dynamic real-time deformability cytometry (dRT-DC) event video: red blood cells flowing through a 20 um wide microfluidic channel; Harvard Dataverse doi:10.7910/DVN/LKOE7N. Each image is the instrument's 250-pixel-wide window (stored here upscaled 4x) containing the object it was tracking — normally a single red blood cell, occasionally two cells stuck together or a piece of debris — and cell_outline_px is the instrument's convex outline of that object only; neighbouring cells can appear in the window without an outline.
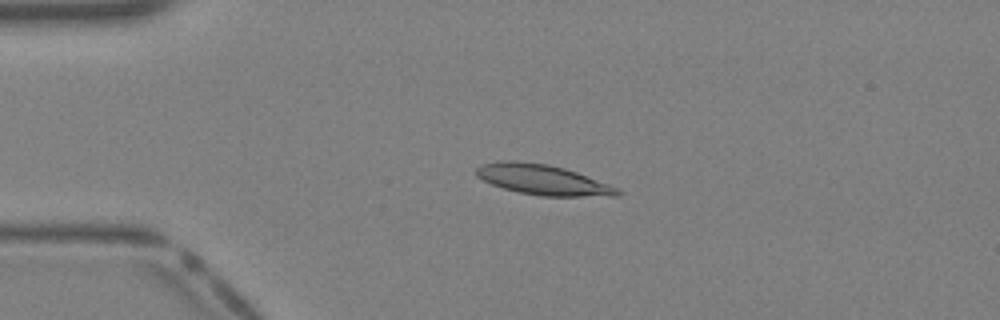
{"species": "Egyptian fruit bat (a non-hibernating species)", "species_latin": "Rousettus aegyptiacus", "temperature_condition": "warm", "stored_images_in_passage": 40, "camera_frame_rate_fps": 3000, "um_per_image_px": 0.085, "animal": {"sex": "female"}, "frame": {"image": 1, "passage_image": 10, "time_ms": 3.0, "image_size_px": [1000, 320], "cell_outline_px": [[620, 192], [616, 196], [540, 196], [520, 192], [504, 188], [492, 184], [476, 176], [476, 168], [480, 164], [504, 160], [516, 160], [548, 164], [564, 168], [576, 172], [620, 188]], "centroid_in_image_um": [46.12, 15.27], "position_along_channel_um": 38.9, "area_um2": 24.8}}
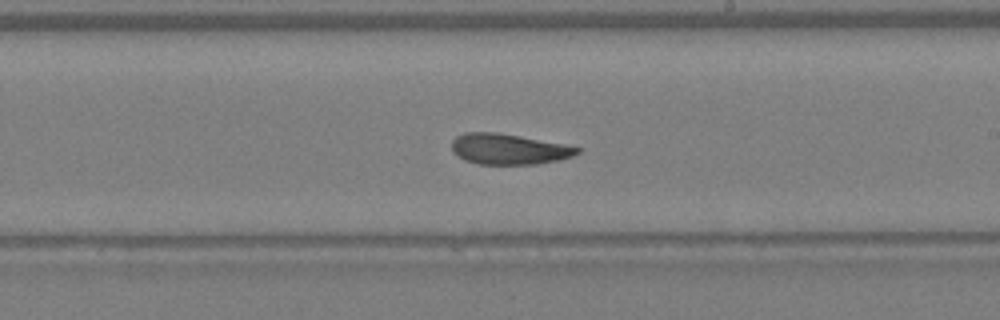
{"frame": {"image": 2, "passage_image": 24, "time_ms": 7.667, "image_size_px": [1000, 320], "cell_outline_px": [[580, 152], [572, 156], [560, 160], [536, 164], [476, 164], [464, 160], [452, 148], [452, 140], [456, 136], [464, 132], [496, 132], [564, 144], [580, 148]], "centroid_in_image_um": [43.24, 12.67], "position_along_channel_um": 245.8, "area_um2": 22.25}}
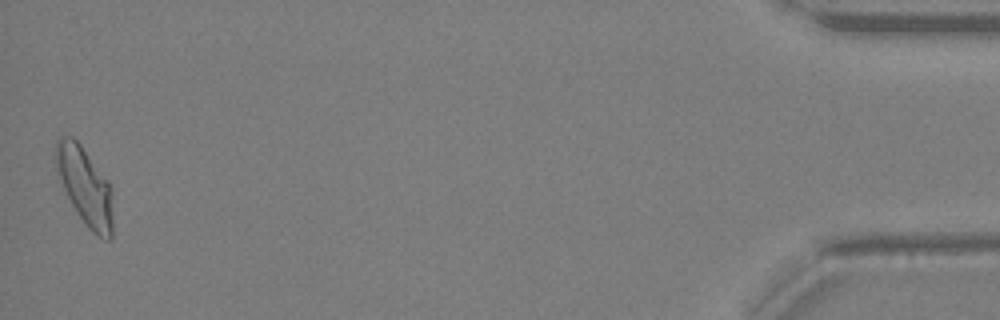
{"frame": {"image": 3, "passage_image": 40, "time_ms": 13.0, "image_size_px": [1000, 320], "cell_outline_px": [[112, 240], [104, 240], [92, 232], [88, 228], [72, 204], [56, 172], [52, 156], [56, 140], [60, 136], [72, 136], [80, 144], [108, 180], [112, 188]], "centroid_in_image_um": [7.2, 15.79], "position_along_channel_um": 428.0, "area_um2": 26.18}}